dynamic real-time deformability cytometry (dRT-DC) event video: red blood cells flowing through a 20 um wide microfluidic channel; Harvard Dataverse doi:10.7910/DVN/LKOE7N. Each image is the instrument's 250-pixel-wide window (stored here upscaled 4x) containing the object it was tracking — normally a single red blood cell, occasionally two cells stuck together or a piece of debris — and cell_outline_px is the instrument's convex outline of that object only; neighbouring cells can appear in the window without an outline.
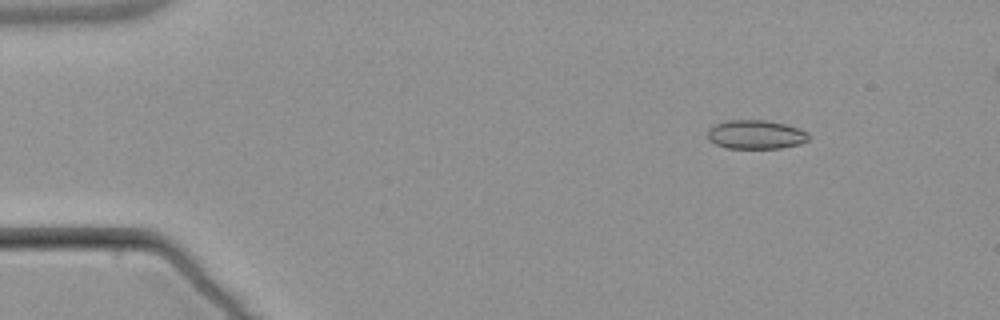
{"species": "common noctule bat (a hibernating species)", "species_latin": "Nyctalus noctula", "temperature_condition": "warm", "stored_images_in_passage": 7, "camera_frame_rate_fps": 3000, "um_per_image_px": 0.085, "animal": {"sex": "male", "body_mass_g": 21.5, "forearm_length_mm": 52.0}, "frame": {"image": 1, "passage_image": 2, "time_ms": 1.333, "image_size_px": [1000, 320], "cell_outline_px": [[808, 140], [800, 144], [780, 148], [728, 148], [716, 144], [708, 140], [708, 128], [712, 124], [724, 120], [768, 120], [800, 128], [808, 132]], "centroid_in_image_um": [64.21, 11.42], "position_along_channel_um": 20.8, "area_um2": 17.22}}
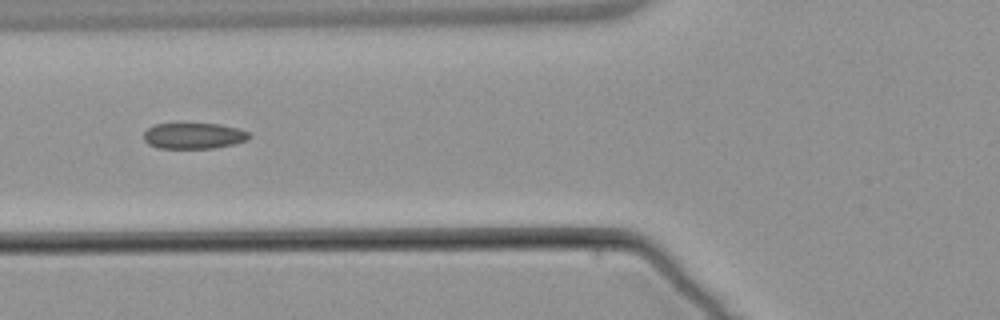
{"frame": {"image": 2, "passage_image": 6, "time_ms": 6.0, "image_size_px": [1000, 320], "cell_outline_px": [[252, 136], [248, 140], [232, 144], [212, 148], [160, 148], [148, 144], [144, 140], [144, 132], [148, 128], [156, 124], [176, 120], [220, 124], [236, 128], [248, 132]], "centroid_in_image_um": [16.42, 11.48], "position_along_channel_um": 109.4, "area_um2": 16.7}}